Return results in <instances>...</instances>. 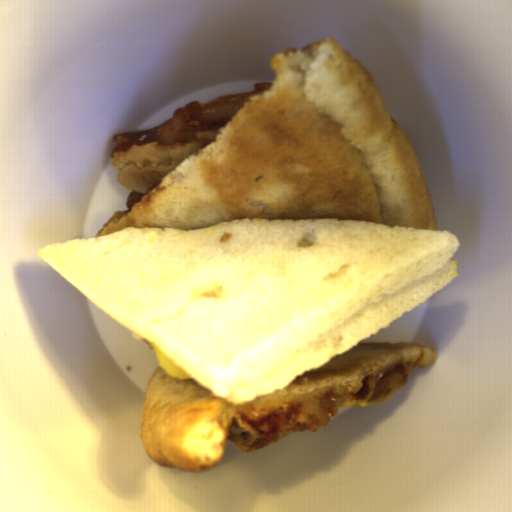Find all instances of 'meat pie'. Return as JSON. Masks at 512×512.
Returning <instances> with one entry per match:
<instances>
[{"mask_svg": "<svg viewBox=\"0 0 512 512\" xmlns=\"http://www.w3.org/2000/svg\"><path fill=\"white\" fill-rule=\"evenodd\" d=\"M274 84L256 82L253 91L220 95L207 103L189 102L176 108L171 118L154 129L116 134L110 151L111 158L133 146L149 144L165 148L198 143L203 149L216 141L221 129L235 119L251 96L265 92Z\"/></svg>", "mask_w": 512, "mask_h": 512, "instance_id": "meat-pie-1", "label": "meat pie"}]
</instances>
